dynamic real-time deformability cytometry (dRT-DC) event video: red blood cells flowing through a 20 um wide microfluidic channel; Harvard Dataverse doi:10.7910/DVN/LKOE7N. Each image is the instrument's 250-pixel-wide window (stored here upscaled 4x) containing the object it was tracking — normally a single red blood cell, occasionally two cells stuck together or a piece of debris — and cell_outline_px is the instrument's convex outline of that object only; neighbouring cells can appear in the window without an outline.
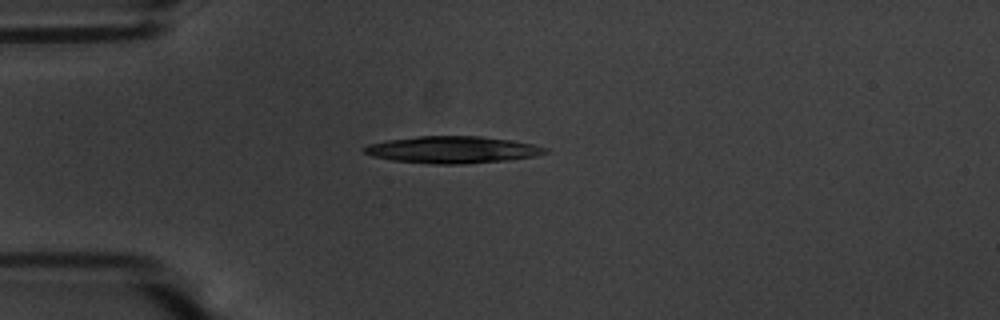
{"species": "common noctule bat (a hibernating species)", "species_latin": "Nyctalus noctula", "temperature_condition": "warm", "stored_images_in_passage": 19, "camera_frame_rate_fps": 3000, "um_per_image_px": 0.085, "animal": {"sex": "male", "body_mass_g": 20.1, "forearm_length_mm": 53.5}, "frame": {"image": 1, "passage_image": 14, "time_ms": 4.333, "image_size_px": [1000, 320], "cell_outline_px": [[548, 152], [536, 156], [508, 160], [464, 164], [436, 164], [392, 160], [372, 156], [364, 152], [360, 148], [368, 144], [388, 140], [420, 136], [480, 136], [512, 140], [532, 144], [548, 148]], "centroid_in_image_um": [38.46, 12.72], "position_along_channel_um": 46.5, "area_um2": 28.44}}